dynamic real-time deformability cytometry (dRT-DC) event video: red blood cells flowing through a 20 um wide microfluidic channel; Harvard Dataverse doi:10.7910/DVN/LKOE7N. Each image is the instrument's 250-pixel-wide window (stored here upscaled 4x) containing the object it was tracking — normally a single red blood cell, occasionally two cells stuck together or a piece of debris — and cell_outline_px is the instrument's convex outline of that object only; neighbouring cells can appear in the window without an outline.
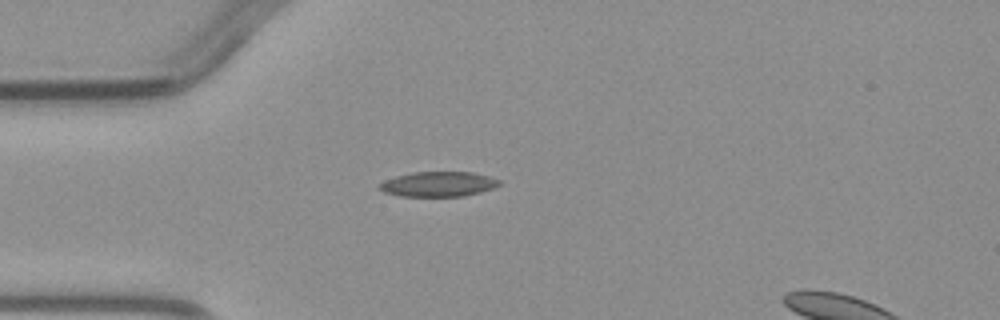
{"species": "common noctule bat (a hibernating species)", "species_latin": "Nyctalus noctula", "temperature_condition": "warm", "stored_images_in_passage": 2, "camera_frame_rate_fps": 3000, "um_per_image_px": 0.085, "animal": {"sex": "male", "body_mass_g": 23.1, "forearm_length_mm": 52.7}, "frame": {"image": 1, "passage_image": 1, "time_ms": 0.0, "image_size_px": [1000, 320], "cell_outline_px": [[500, 184], [492, 188], [480, 192], [464, 196], [400, 196], [384, 192], [376, 188], [384, 180], [396, 176], [412, 172], [472, 172], [488, 176], [500, 180]], "centroid_in_image_um": [37.22, 15.65], "position_along_channel_um": 47.8, "area_um2": 17.4}}